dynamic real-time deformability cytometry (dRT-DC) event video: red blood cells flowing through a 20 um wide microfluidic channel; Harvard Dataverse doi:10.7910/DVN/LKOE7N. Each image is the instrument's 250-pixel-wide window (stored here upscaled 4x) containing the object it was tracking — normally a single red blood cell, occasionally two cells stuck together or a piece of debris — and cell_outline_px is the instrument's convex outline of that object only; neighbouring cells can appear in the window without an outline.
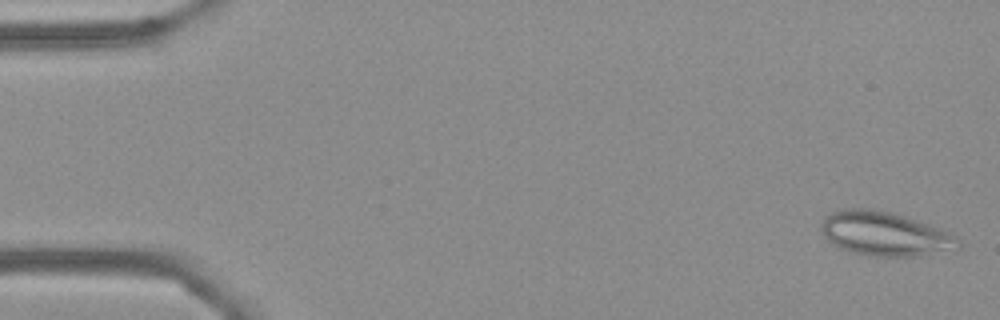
{"species": "Egyptian fruit bat (a non-hibernating species)", "species_latin": "Rousettus aegyptiacus", "temperature_condition": "cold", "stored_images_in_passage": 56, "camera_frame_rate_fps": 3000, "um_per_image_px": 0.085, "frame": {"image": 1, "passage_image": 2, "time_ms": 0.333, "image_size_px": [1000, 320], "cell_outline_px": [[960, 248], [916, 256], [872, 256], [840, 248], [832, 244], [824, 236], [820, 228], [820, 224], [824, 216], [840, 208], [872, 208], [892, 212], [952, 232], [960, 240]], "centroid_in_image_um": [75.19, 19.85], "position_along_channel_um": 9.8, "area_um2": 35.37}}
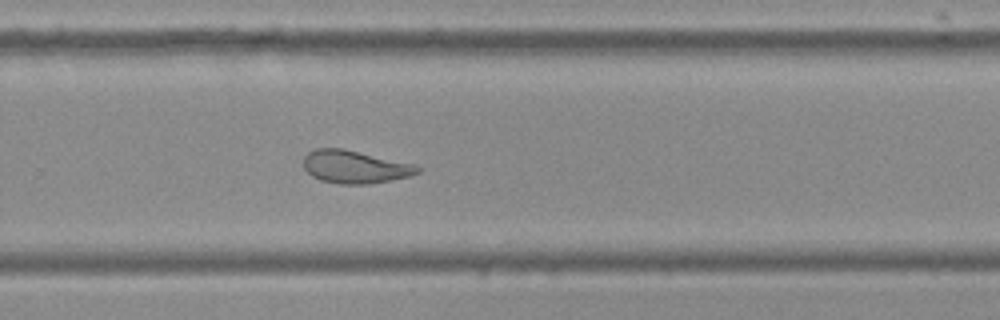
{"frame": {"image": 2, "passage_image": 37, "time_ms": 12.0, "image_size_px": [1000, 320], "cell_outline_px": [[420, 172], [408, 176], [392, 180], [368, 184], [340, 184], [320, 180], [312, 176], [304, 168], [304, 156], [308, 152], [316, 148], [344, 148], [412, 164], [420, 168]], "centroid_in_image_um": [30.13, 14.18], "position_along_channel_um": 299.7, "area_um2": 21.68}}
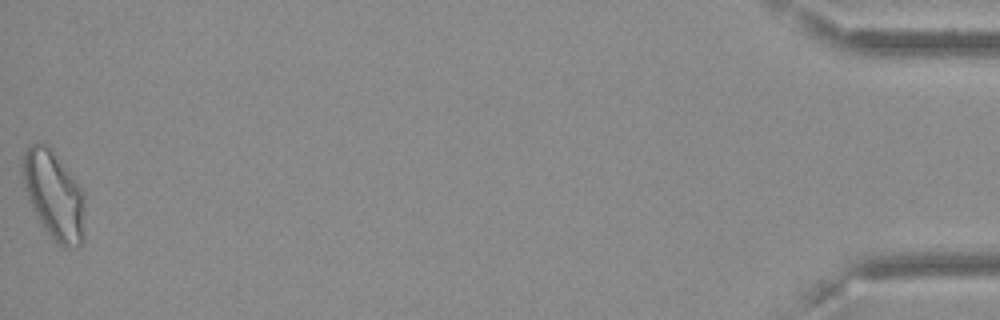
{"frame": {"image": 3, "passage_image": 56, "time_ms": 18.333, "image_size_px": [1000, 320], "cell_outline_px": [[84, 240], [80, 248], [64, 248], [40, 224], [28, 200], [20, 176], [20, 164], [24, 152], [32, 144], [48, 144], [84, 192]], "centroid_in_image_um": [4.56, 16.6], "position_along_channel_um": 430.6, "area_um2": 32.43}, "authors_computed_cell_mechanics": {"area_um2": 24.6517, "velocity_mm_per_s": 3.6225, "shape_relaxation_time_tau1_ms": null, "shape_relaxation_time_tau2_ms": 1.7818, "deformation_change_tau1": null, "deformation_change_tau2": 0.0969}}